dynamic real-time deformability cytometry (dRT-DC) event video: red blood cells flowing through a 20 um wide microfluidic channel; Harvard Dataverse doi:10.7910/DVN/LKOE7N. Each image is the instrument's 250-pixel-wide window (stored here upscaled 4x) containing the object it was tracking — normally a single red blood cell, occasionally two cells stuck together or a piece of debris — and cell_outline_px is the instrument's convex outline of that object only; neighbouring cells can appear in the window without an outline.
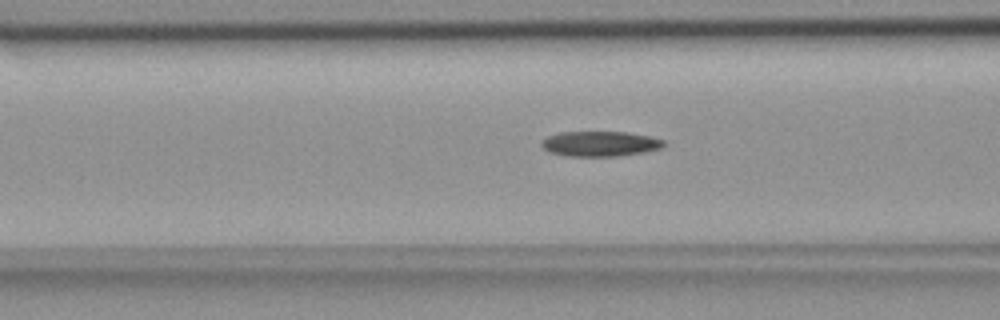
{"species": "common noctule bat (a hibernating species)", "species_latin": "Nyctalus noctula", "temperature_condition": "room temperature", "stored_images_in_passage": 39, "camera_frame_rate_fps": 3000, "um_per_image_px": 0.085, "animal": {"sex": "female", "body_mass_g": 18.4}, "frame": {"image": 1, "passage_image": 10, "time_ms": 3.0, "image_size_px": [1000, 320], "cell_outline_px": [[664, 144], [660, 148], [644, 152], [620, 156], [568, 156], [548, 152], [540, 144], [548, 136], [560, 132], [624, 132], [648, 136], [664, 140]], "centroid_in_image_um": [50.98, 12.22], "position_along_channel_um": 115.6, "area_um2": 17.74}}
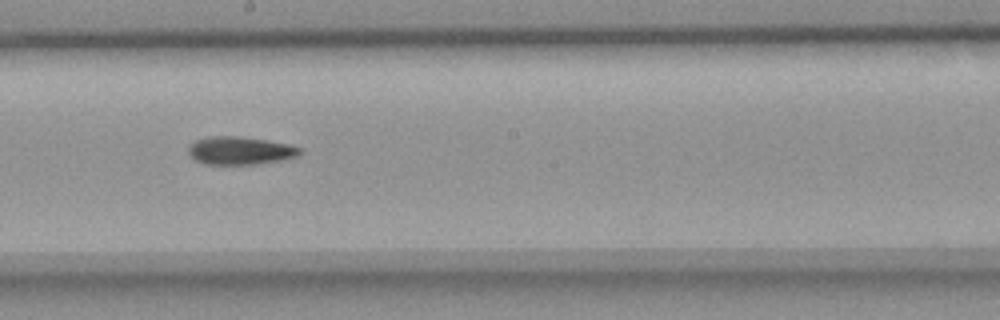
{"frame": {"image": 2, "passage_image": 19, "time_ms": 6.0, "image_size_px": [1000, 320], "cell_outline_px": [[300, 152], [296, 156], [276, 160], [252, 164], [204, 164], [196, 160], [188, 152], [188, 148], [196, 140], [208, 136], [240, 136], [288, 144], [300, 148]], "centroid_in_image_um": [20.34, 12.79], "position_along_channel_um": 227.9, "area_um2": 17.69}}
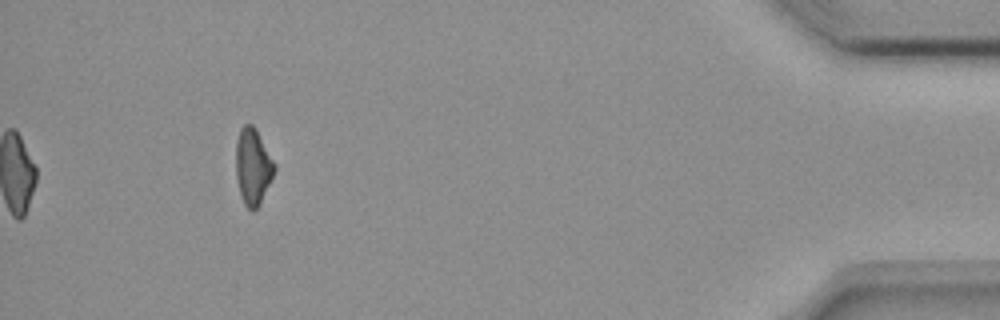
{"frame": {"image": 3, "passage_image": 39, "time_ms": 12.667, "image_size_px": [1000, 320], "cell_outline_px": [[276, 168], [260, 204], [252, 212], [244, 204], [240, 196], [236, 176], [236, 140], [240, 128], [244, 124], [252, 124], [256, 128], [276, 164]], "centroid_in_image_um": [21.49, 14.14], "position_along_channel_um": 413.7, "area_um2": 17.28}, "authors_computed_cell_mechanics": {"area_um2": 17.8602, "velocity_mm_per_s": 3.755, "shape_relaxation_time_tau1_ms": 9.2236, "shape_relaxation_time_tau2_ms": null, "deformation_change_tau1": 0.1865, "deformation_change_tau2": null}}